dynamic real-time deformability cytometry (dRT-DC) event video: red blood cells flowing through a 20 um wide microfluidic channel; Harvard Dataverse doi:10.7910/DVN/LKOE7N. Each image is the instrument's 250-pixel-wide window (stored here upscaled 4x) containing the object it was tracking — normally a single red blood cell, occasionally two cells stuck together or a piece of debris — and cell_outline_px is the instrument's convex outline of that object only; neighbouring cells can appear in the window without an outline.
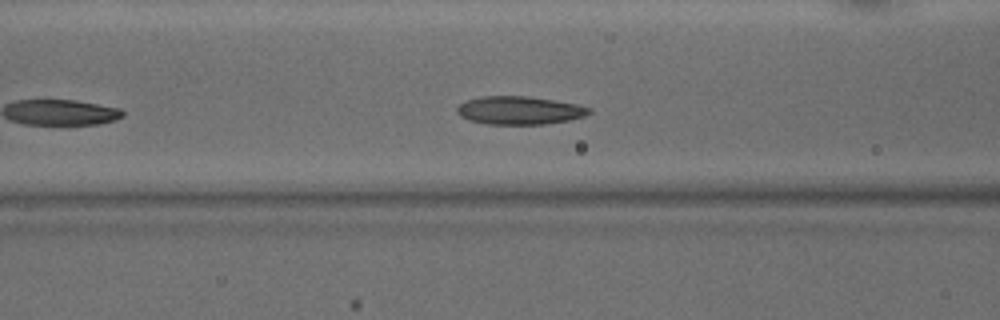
{"species": "common noctule bat (a hibernating species)", "species_latin": "Nyctalus noctula", "temperature_condition": "warm", "stored_images_in_passage": 28, "camera_frame_rate_fps": 3000, "um_per_image_px": 0.085, "animal": {"sex": "male", "body_mass_g": 15.6}, "frame": {"image": 1, "passage_image": 6, "time_ms": 1.667, "image_size_px": [1000, 320], "cell_outline_px": [[592, 112], [584, 116], [568, 120], [544, 124], [488, 124], [468, 120], [460, 116], [456, 112], [456, 108], [464, 100], [480, 96], [528, 96], [576, 104], [592, 108]], "centroid_in_image_um": [44.11, 9.37], "position_along_channel_um": 122.5, "area_um2": 21.73}}
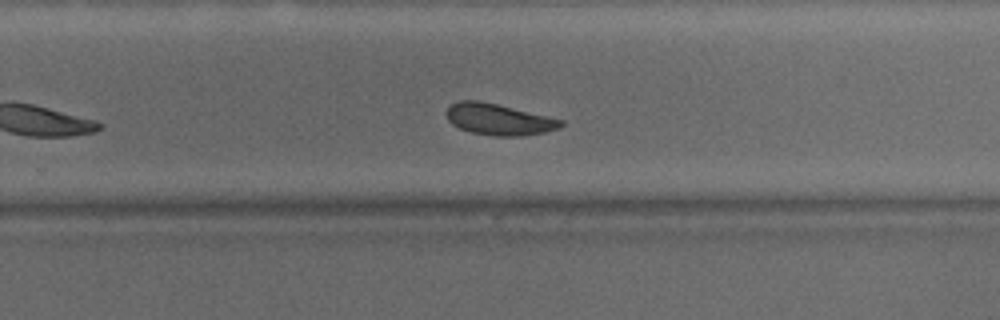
{"frame": {"image": 2, "passage_image": 18, "time_ms": 5.667, "image_size_px": [1000, 320], "cell_outline_px": [[564, 124], [560, 128], [544, 132], [520, 136], [496, 136], [472, 132], [460, 128], [452, 124], [448, 120], [444, 112], [448, 104], [460, 100], [480, 100], [564, 120]], "centroid_in_image_um": [42.35, 10.13], "position_along_channel_um": 287.5, "area_um2": 20.98}}
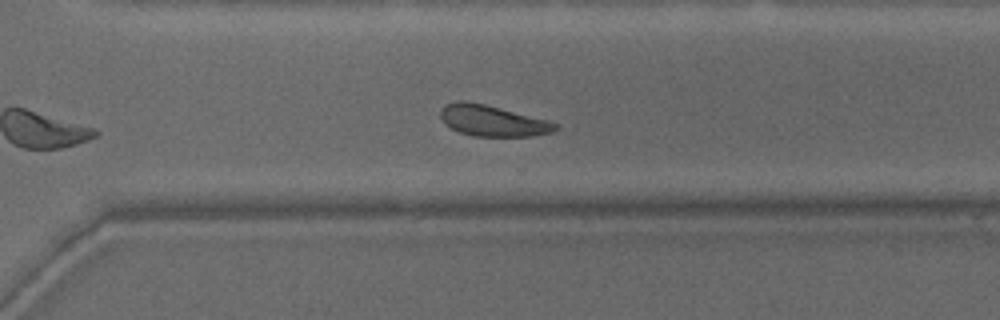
{"frame": {"image": 3, "passage_image": 21, "time_ms": 6.667, "image_size_px": [1000, 320], "cell_outline_px": [[560, 124], [552, 132], [532, 136], [472, 136], [460, 132], [452, 128], [440, 116], [440, 112], [444, 104], [456, 100], [464, 100], [484, 104], [548, 120]], "centroid_in_image_um": [41.87, 10.25], "position_along_channel_um": 328.7, "area_um2": 20.58}, "authors_computed_cell_mechanics": {"area_um2": 21.0681, "velocity_mm_per_s": 4.133, "shape_relaxation_time_tau1_ms": 3.5926, "shape_relaxation_time_tau2_ms": null, "deformation_change_tau1": 0.0973, "deformation_change_tau2": null}}